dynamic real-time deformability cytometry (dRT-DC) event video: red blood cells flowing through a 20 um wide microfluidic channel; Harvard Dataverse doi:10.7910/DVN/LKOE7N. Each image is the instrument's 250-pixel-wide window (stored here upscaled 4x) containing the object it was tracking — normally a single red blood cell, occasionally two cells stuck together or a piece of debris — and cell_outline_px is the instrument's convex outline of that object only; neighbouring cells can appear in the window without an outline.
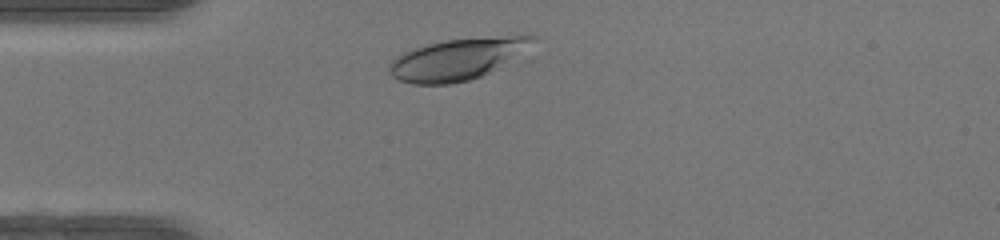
{"species": "human", "species_latin": "Homo sapiens", "temperature_condition": "warm", "stored_images_in_passage": 30, "camera_frame_rate_fps": 3000, "um_per_image_px": 0.085, "donor": {"sex": "female"}, "frame": {"image": 1, "passage_image": 3, "time_ms": 0.667, "image_size_px": [1000, 240], "cell_outline_px": [[536, 36], [488, 72], [480, 76], [468, 80], [448, 84], [412, 84], [400, 80], [392, 76], [388, 68], [388, 64], [396, 56], [404, 52], [428, 44], [444, 40], [528, 32]], "centroid_in_image_um": [38.74, 4.99], "position_along_channel_um": 46.3, "area_um2": 33.58}}
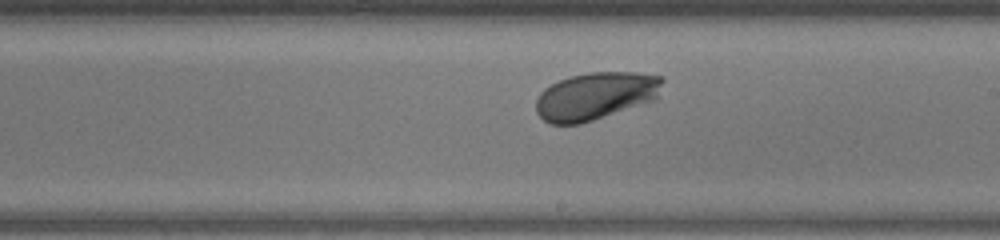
{"frame": {"image": 2, "passage_image": 18, "time_ms": 5.667, "image_size_px": [1000, 240], "cell_outline_px": [[664, 80], [660, 96], [656, 100], [580, 124], [552, 124], [544, 120], [536, 112], [536, 100], [540, 92], [544, 88], [568, 76], [588, 72], [636, 72], [664, 76]], "centroid_in_image_um": [50.67, 8.14], "position_along_channel_um": 238.3, "area_um2": 35.49}}
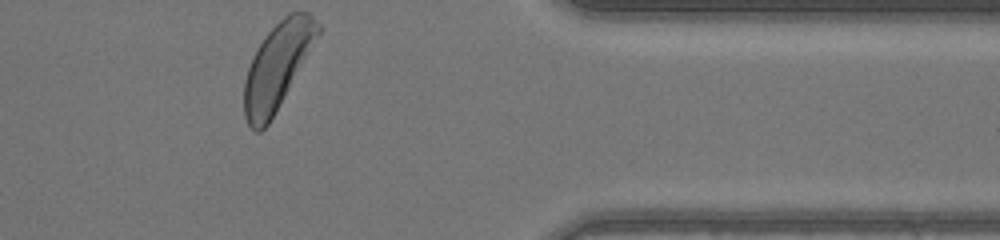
{"frame": {"image": 3, "passage_image": 30, "time_ms": 9.667, "image_size_px": [1000, 240], "cell_outline_px": [[324, 28], [268, 124], [260, 132], [256, 132], [248, 124], [244, 116], [244, 80], [252, 56], [256, 48], [264, 36], [288, 12], [308, 12]], "centroid_in_image_um": [23.58, 5.59], "position_along_channel_um": 387.8, "area_um2": 36.76}, "authors_computed_cell_mechanics": {"area_um2": 34.7667, "velocity_mm_per_s": 4.2388, "shape_relaxation_time_tau1_ms": 1.538, "shape_relaxation_time_tau2_ms": null, "deformation_change_tau1": 0.1191, "deformation_change_tau2": null}}